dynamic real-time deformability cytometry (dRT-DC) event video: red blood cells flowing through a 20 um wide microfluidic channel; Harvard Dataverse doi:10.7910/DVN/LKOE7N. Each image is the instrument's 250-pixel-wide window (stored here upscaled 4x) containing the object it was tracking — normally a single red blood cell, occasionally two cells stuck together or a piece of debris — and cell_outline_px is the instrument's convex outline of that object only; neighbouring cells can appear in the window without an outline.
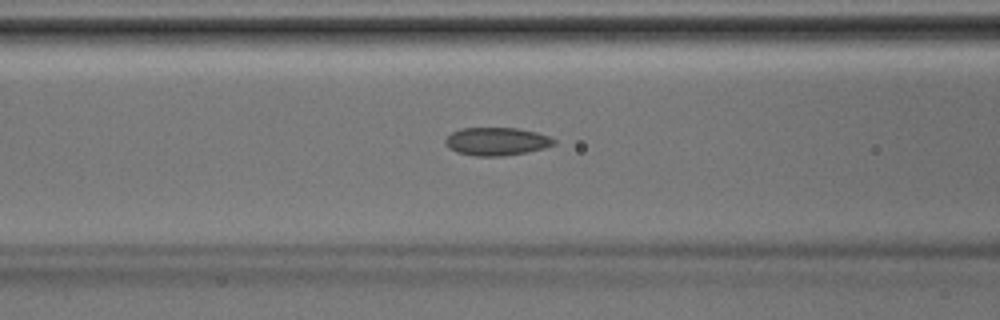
{"species": "Egyptian fruit bat (a non-hibernating species)", "species_latin": "Rousettus aegyptiacus", "temperature_condition": "room temperature", "stored_images_in_passage": 41, "camera_frame_rate_fps": 3000, "um_per_image_px": 0.085, "animal": {"sex": "male"}, "frame": {"image": 1, "passage_image": 16, "time_ms": 5.0, "image_size_px": [1000, 320], "cell_outline_px": [[556, 144], [544, 148], [524, 152], [500, 156], [476, 156], [456, 152], [448, 148], [444, 144], [444, 140], [452, 132], [460, 128], [516, 128], [536, 132], [548, 136], [556, 140]], "centroid_in_image_um": [42.17, 12.02], "position_along_channel_um": 124.4, "area_um2": 17.69}}
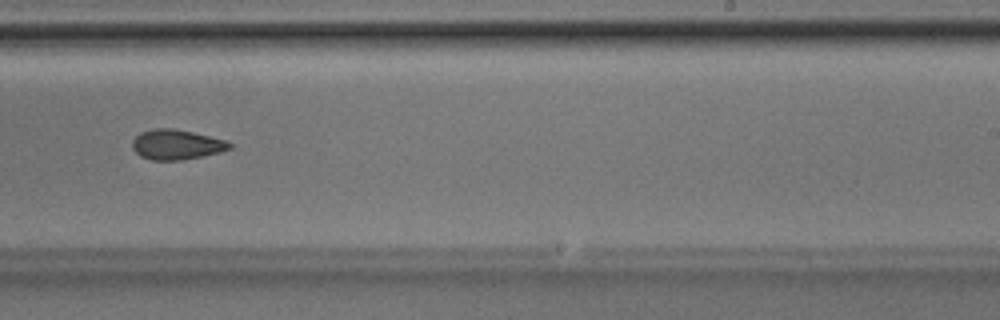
{"frame": {"image": 2, "passage_image": 25, "time_ms": 8.0, "image_size_px": [1000, 320], "cell_outline_px": [[232, 148], [220, 152], [204, 156], [180, 160], [152, 160], [140, 156], [132, 148], [132, 140], [140, 132], [152, 128], [172, 128], [192, 132], [224, 140], [232, 144]], "centroid_in_image_um": [14.97, 12.29], "position_along_channel_um": 274.0, "area_um2": 16.99}}
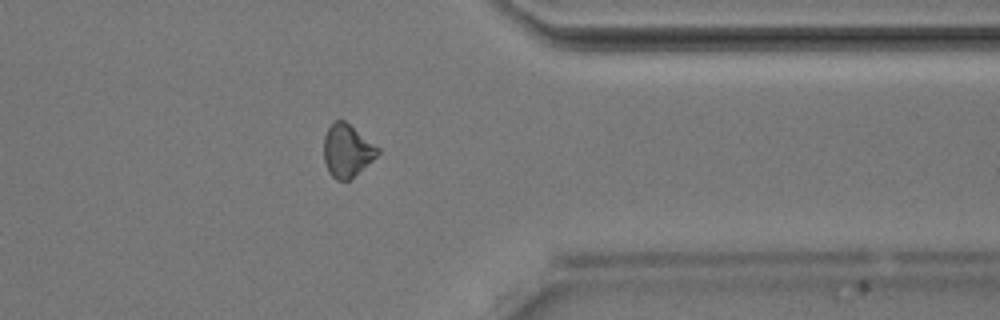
{"frame": {"image": 3, "passage_image": 32, "time_ms": 10.333, "image_size_px": [1000, 320], "cell_outline_px": [[380, 152], [372, 160], [348, 180], [336, 180], [328, 172], [324, 160], [324, 136], [328, 128], [336, 120], [344, 120], [380, 148]], "centroid_in_image_um": [29.49, 12.8], "position_along_channel_um": 381.9, "area_um2": 16.3}}